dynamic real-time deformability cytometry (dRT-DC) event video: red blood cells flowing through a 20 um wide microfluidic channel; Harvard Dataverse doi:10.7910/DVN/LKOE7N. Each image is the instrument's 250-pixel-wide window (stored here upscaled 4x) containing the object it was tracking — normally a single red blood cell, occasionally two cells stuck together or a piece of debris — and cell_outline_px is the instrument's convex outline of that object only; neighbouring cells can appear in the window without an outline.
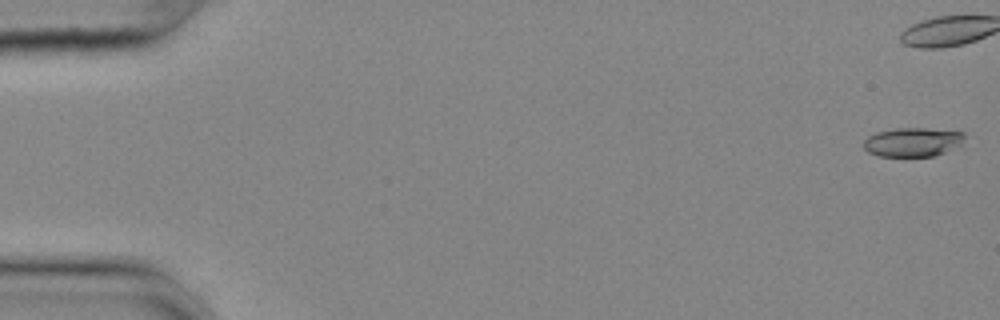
{"species": "common noctule bat (a hibernating species)", "species_latin": "Nyctalus noctula", "temperature_condition": "cold", "stored_images_in_passage": 17, "camera_frame_rate_fps": 3000, "um_per_image_px": 0.085, "animal": {"sex": "female", "body_mass_g": 25.1}, "frame": {"image": 1, "passage_image": 1, "time_ms": 0.0, "image_size_px": [1000, 320], "cell_outline_px": [[964, 136], [960, 144], [944, 152], [932, 156], [880, 156], [868, 152], [864, 148], [864, 140], [868, 136], [876, 132], [896, 128], [924, 128], [964, 132]], "centroid_in_image_um": [77.53, 12.07], "position_along_channel_um": 7.5, "area_um2": 16.82}}